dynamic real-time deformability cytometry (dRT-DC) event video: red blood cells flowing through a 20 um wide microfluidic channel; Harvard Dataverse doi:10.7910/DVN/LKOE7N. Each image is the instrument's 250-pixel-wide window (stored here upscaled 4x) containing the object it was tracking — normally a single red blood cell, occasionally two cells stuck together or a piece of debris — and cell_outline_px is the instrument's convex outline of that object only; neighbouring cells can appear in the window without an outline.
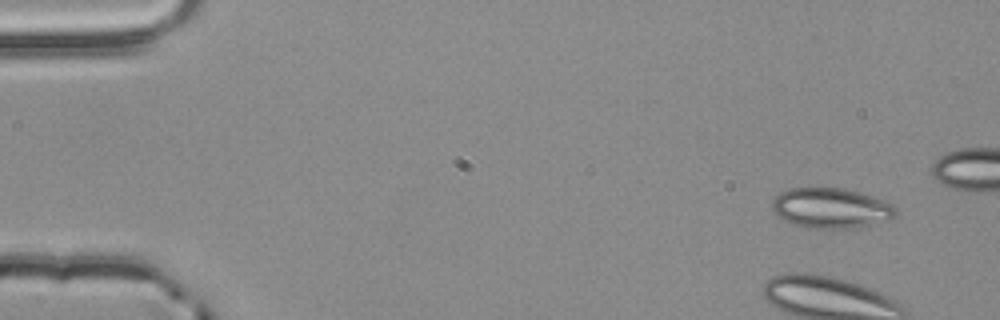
{"species": "common noctule bat (a hibernating species)", "species_latin": "Nyctalus noctula", "temperature_condition": "room temperature", "stored_images_in_passage": 5, "camera_frame_rate_fps": 3000, "um_per_image_px": 0.085, "animal": {"sex": "male", "body_mass_g": 20.4}, "frame": {"image": 1, "passage_image": 1, "time_ms": 0.0, "image_size_px": [1000, 320], "cell_outline_px": [[896, 216], [892, 220], [856, 228], [808, 228], [792, 224], [776, 216], [772, 208], [772, 200], [780, 192], [792, 188], [844, 188], [860, 192], [884, 200], [892, 204], [896, 208]], "centroid_in_image_um": [70.65, 17.7], "position_along_channel_um": 14.3, "area_um2": 29.3}}